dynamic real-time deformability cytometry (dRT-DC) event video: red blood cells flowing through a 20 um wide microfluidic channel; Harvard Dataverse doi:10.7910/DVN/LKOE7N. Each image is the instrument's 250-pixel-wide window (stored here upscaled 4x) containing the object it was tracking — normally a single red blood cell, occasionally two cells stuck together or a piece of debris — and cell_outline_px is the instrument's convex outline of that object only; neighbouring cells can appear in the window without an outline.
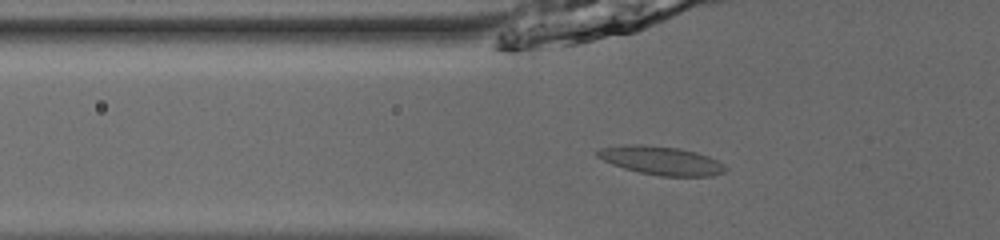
{"species": "common noctule bat (a hibernating species)", "species_latin": "Nyctalus noctula", "temperature_condition": "room temperature", "stored_images_in_passage": 54, "camera_frame_rate_fps": 3000, "um_per_image_px": 0.085, "animal": {"sex": "male", "body_mass_g": 13.0, "forearm_length_mm": 53.1}, "frame": {"image": 1, "passage_image": 21, "time_ms": 6.667, "image_size_px": [1000, 240], "cell_outline_px": [[728, 168], [724, 172], [712, 176], [660, 176], [640, 172], [624, 168], [612, 164], [596, 156], [596, 152], [600, 148], [624, 144], [644, 144], [680, 148], [696, 152], [708, 156], [724, 164]], "centroid_in_image_um": [56.2, 13.64], "position_along_channel_um": 69.6, "area_um2": 21.39}}
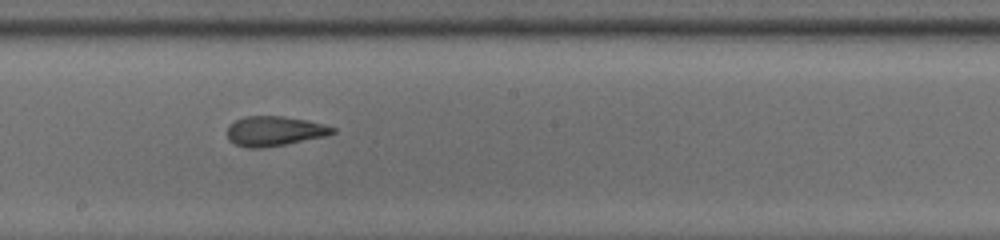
{"frame": {"image": 2, "passage_image": 33, "time_ms": 10.667, "image_size_px": [1000, 240], "cell_outline_px": [[336, 132], [324, 136], [264, 148], [248, 148], [236, 144], [228, 140], [228, 124], [244, 116], [280, 116], [304, 120], [336, 128]], "centroid_in_image_um": [23.27, 11.14], "position_along_channel_um": 224.9, "area_um2": 17.98}}
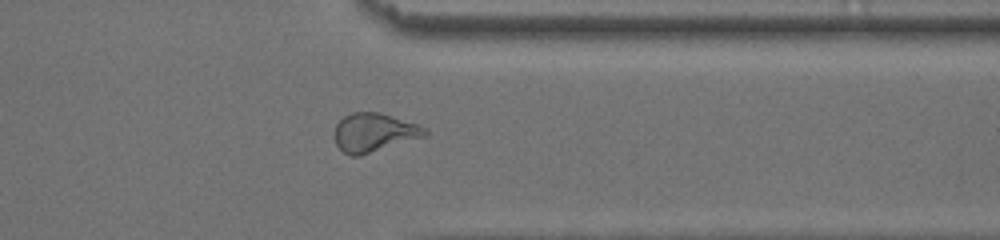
{"frame": {"image": 3, "passage_image": 45, "time_ms": 14.667, "image_size_px": [1000, 240], "cell_outline_px": [[428, 132], [424, 136], [360, 156], [352, 156], [344, 152], [336, 144], [336, 124], [344, 116], [352, 112], [380, 112], [428, 128]], "centroid_in_image_um": [31.8, 11.26], "position_along_channel_um": 379.6, "area_um2": 20.06}, "authors_computed_cell_mechanics": {"area_um2": 20.0566, "velocity_mm_per_s": 3.8852, "shape_relaxation_time_tau1_ms": 3.6482, "shape_relaxation_time_tau2_ms": 1.6935, "deformation_change_tau1": 0.1432, "deformation_change_tau2": 0.0948}}